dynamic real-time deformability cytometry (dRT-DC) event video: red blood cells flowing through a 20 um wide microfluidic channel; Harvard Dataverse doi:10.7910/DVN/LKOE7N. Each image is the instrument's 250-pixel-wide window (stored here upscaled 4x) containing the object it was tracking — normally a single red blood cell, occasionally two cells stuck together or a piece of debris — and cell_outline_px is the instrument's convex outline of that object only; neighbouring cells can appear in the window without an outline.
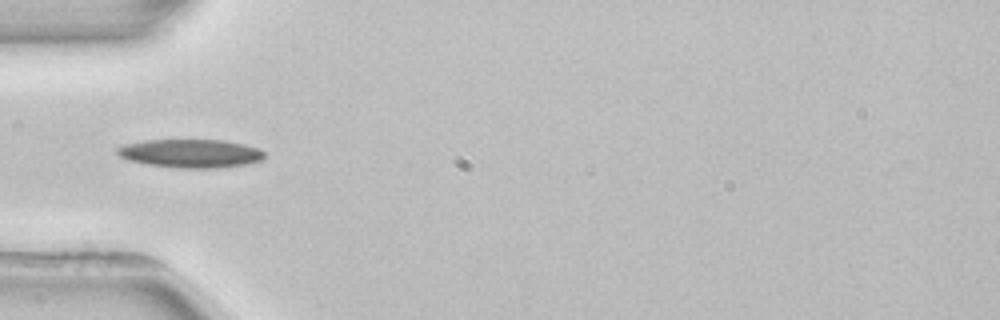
{"species": "common noctule bat (a hibernating species)", "species_latin": "Nyctalus noctula", "temperature_condition": "room temperature", "stored_images_in_passage": 4, "camera_frame_rate_fps": 3000, "um_per_image_px": 0.085, "animal": {"sex": "female", "body_mass_g": 22.7, "forearm_length_mm": 54.2}, "frame": {"image": 1, "passage_image": 4, "time_ms": 4.667, "image_size_px": [1000, 320], "cell_outline_px": [[264, 160], [244, 164], [216, 168], [180, 168], [148, 164], [128, 160], [120, 156], [116, 152], [116, 148], [124, 144], [144, 140], [224, 140], [244, 144], [260, 148], [264, 152]], "centroid_in_image_um": [16.21, 13.03], "position_along_channel_um": 68.8, "area_um2": 24.45}}